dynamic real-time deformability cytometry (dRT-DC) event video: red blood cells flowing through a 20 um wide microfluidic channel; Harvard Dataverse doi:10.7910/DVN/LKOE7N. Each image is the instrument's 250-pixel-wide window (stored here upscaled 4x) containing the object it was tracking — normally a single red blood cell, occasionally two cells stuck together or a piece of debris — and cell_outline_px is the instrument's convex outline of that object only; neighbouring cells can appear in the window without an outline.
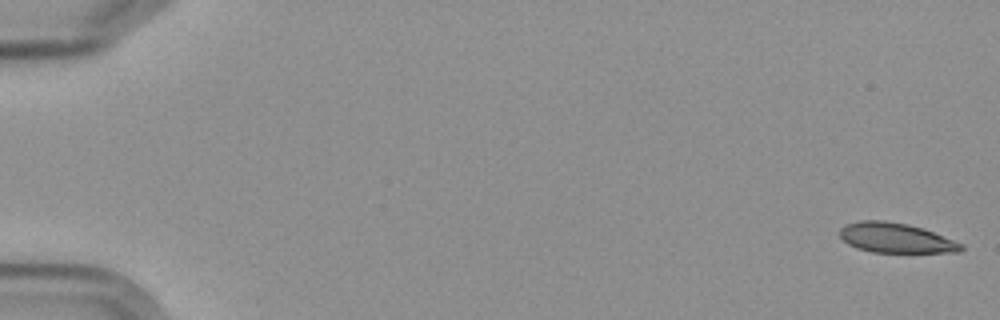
{"species": "Egyptian fruit bat (a non-hibernating species)", "species_latin": "Rousettus aegyptiacus", "temperature_condition": "cold", "stored_images_in_passage": 5, "camera_frame_rate_fps": 3000, "um_per_image_px": 0.085, "frame": {"image": 1, "passage_image": 1, "time_ms": 0.0, "image_size_px": [1000, 320], "cell_outline_px": [[964, 248], [960, 252], [872, 252], [856, 248], [848, 244], [840, 236], [840, 228], [844, 224], [860, 220], [884, 220], [908, 224], [932, 232], [964, 244]], "centroid_in_image_um": [76.11, 20.22], "position_along_channel_um": 8.9, "area_um2": 21.04}}
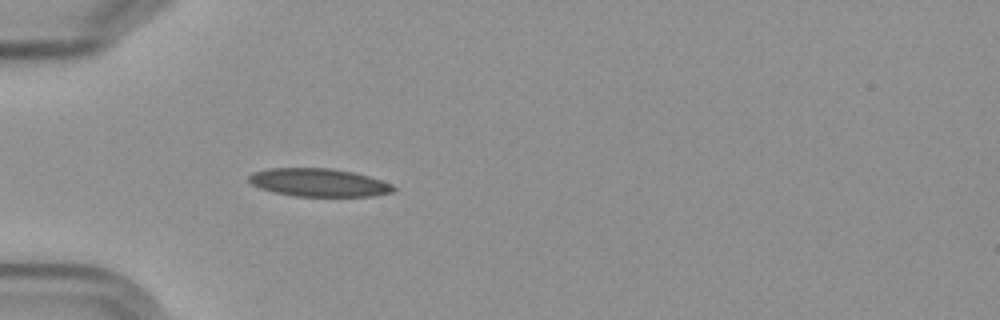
{"frame": {"image": 2, "passage_image": 5, "time_ms": 5.667, "image_size_px": [1000, 320], "cell_outline_px": [[396, 188], [392, 192], [372, 196], [296, 196], [276, 192], [260, 188], [252, 184], [248, 180], [248, 176], [252, 172], [268, 168], [332, 168], [352, 172], [368, 176], [392, 184]], "centroid_in_image_um": [27.08, 15.51], "position_along_channel_um": 57.9, "area_um2": 23.52}}